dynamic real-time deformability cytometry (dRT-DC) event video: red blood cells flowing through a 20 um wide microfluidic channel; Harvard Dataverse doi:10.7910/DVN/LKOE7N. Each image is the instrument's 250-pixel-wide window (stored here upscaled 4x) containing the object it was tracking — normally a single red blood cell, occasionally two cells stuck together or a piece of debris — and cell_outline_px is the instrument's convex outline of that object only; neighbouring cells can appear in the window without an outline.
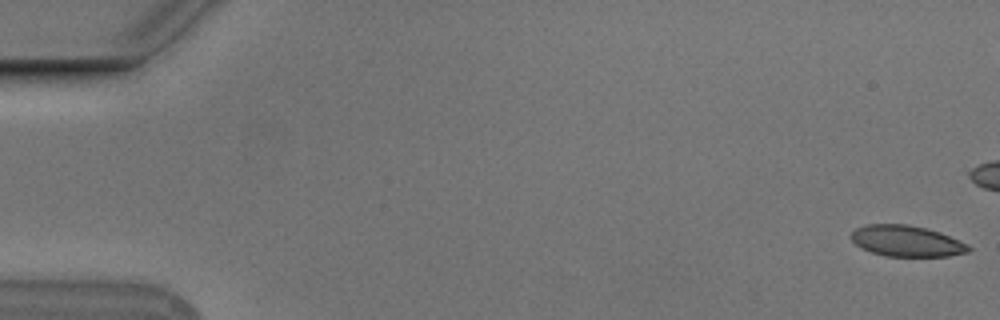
{"species": "Egyptian fruit bat (a non-hibernating species)", "species_latin": "Rousettus aegyptiacus", "temperature_condition": "cold", "stored_images_in_passage": 14, "camera_frame_rate_fps": 3000, "um_per_image_px": 0.085, "animal": {"sex": "male"}, "frame": {"image": 1, "passage_image": 1, "time_ms": 0.0, "image_size_px": [1000, 320], "cell_outline_px": [[972, 248], [968, 252], [948, 256], [884, 256], [872, 252], [856, 244], [852, 240], [852, 232], [856, 228], [868, 224], [908, 224], [940, 232]], "centroid_in_image_um": [77.04, 20.49], "position_along_channel_um": 8.0, "area_um2": 20.81}}